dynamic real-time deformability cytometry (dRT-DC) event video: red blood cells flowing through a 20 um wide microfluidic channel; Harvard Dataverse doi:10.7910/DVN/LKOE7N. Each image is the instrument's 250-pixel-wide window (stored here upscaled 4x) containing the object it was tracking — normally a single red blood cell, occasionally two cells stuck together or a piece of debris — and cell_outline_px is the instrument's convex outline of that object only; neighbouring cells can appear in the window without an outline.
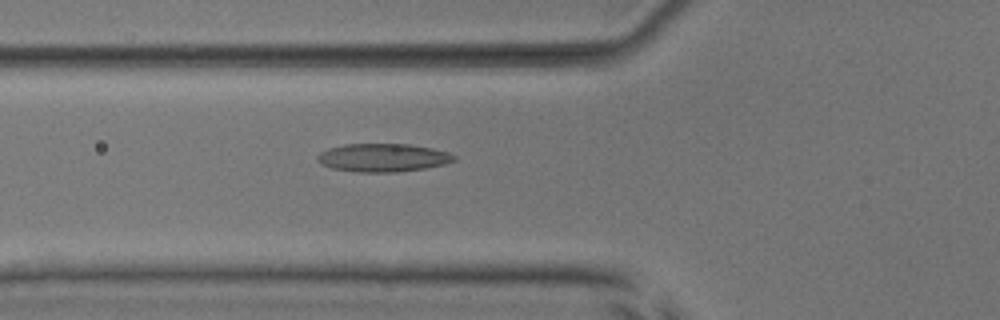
{"species": "common noctule bat (a hibernating species)", "species_latin": "Nyctalus noctula", "temperature_condition": "room temperature", "stored_images_in_passage": 41, "camera_frame_rate_fps": 3000, "um_per_image_px": 0.085, "animal": {"sex": "male", "body_mass_g": 17.9, "forearm_length_mm": 54.2}, "frame": {"image": 1, "passage_image": 8, "time_ms": 2.333, "image_size_px": [1000, 320], "cell_outline_px": [[456, 160], [444, 164], [424, 168], [396, 172], [360, 172], [332, 168], [320, 164], [316, 160], [316, 156], [320, 152], [328, 148], [344, 144], [408, 144], [432, 148], [448, 152], [456, 156]], "centroid_in_image_um": [32.52, 13.39], "position_along_channel_um": 93.3, "area_um2": 22.48}}
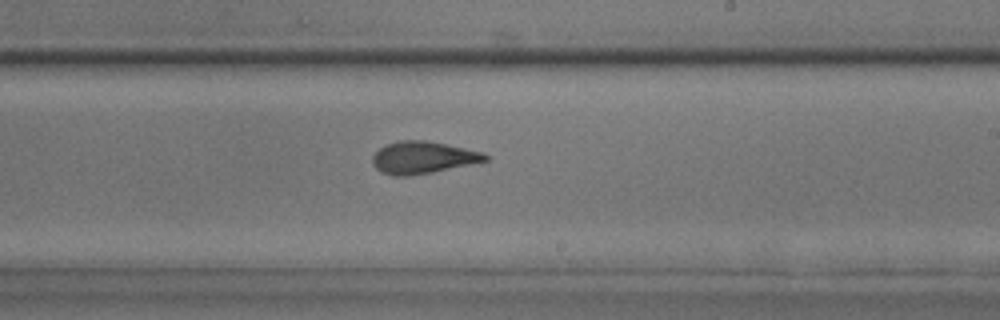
{"frame": {"image": 2, "passage_image": 20, "time_ms": 6.333, "image_size_px": [1000, 320], "cell_outline_px": [[488, 160], [432, 172], [408, 176], [392, 176], [380, 172], [372, 164], [372, 156], [380, 148], [388, 144], [400, 140], [424, 140], [484, 152], [488, 156]], "centroid_in_image_um": [35.9, 13.4], "position_along_channel_um": 253.1, "area_um2": 20.92}}
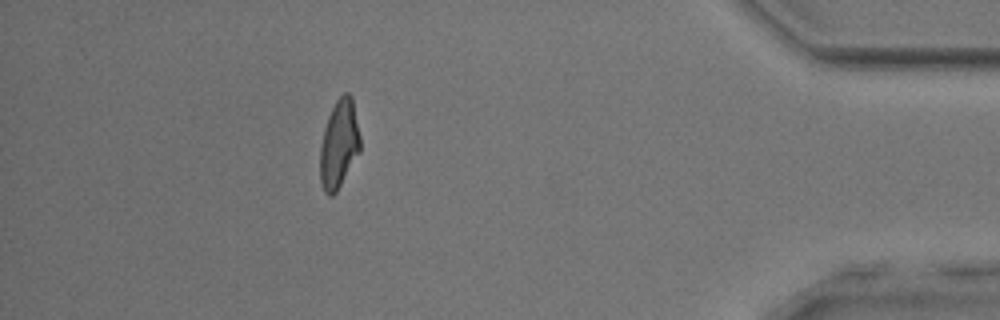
{"frame": {"image": 3, "passage_image": 35, "time_ms": 11.333, "image_size_px": [1000, 320], "cell_outline_px": [[360, 152], [336, 192], [332, 196], [328, 196], [324, 192], [320, 180], [320, 148], [324, 128], [328, 116], [336, 100], [344, 92], [348, 92], [352, 96], [360, 136]], "centroid_in_image_um": [28.82, 12.25], "position_along_channel_um": 406.4, "area_um2": 20.69}}